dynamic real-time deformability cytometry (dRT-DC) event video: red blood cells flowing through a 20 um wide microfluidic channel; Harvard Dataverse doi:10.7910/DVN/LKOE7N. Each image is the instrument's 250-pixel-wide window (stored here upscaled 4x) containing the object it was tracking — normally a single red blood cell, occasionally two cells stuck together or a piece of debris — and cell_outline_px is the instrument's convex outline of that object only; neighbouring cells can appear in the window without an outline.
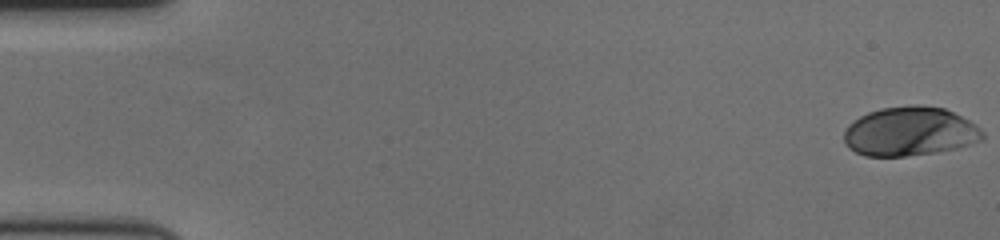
{"species": "human", "species_latin": "Homo sapiens", "temperature_condition": "cold", "stored_images_in_passage": 60, "camera_frame_rate_fps": 3000, "um_per_image_px": 0.085, "donor": {"sex": "female"}, "frame": {"image": 1, "passage_image": 1, "time_ms": 0.0, "image_size_px": [1000, 240], "cell_outline_px": [[984, 140], [956, 148], [936, 152], [904, 156], [864, 156], [848, 148], [844, 144], [844, 132], [848, 124], [852, 120], [868, 112], [880, 108], [912, 104], [920, 104], [944, 108], [976, 124], [984, 132]], "centroid_in_image_um": [77.32, 11.16], "position_along_channel_um": 7.7, "area_um2": 40.0}}
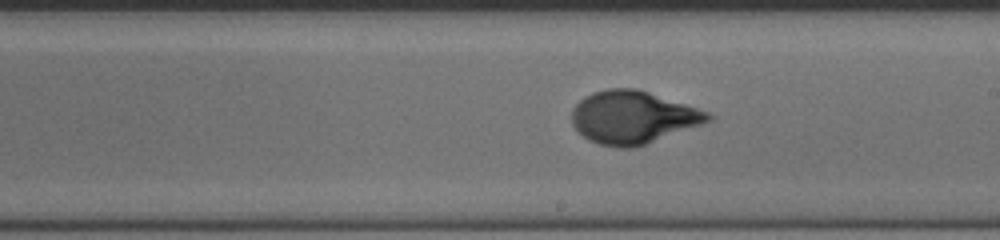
{"frame": {"image": 2, "passage_image": 35, "time_ms": 11.333, "image_size_px": [1000, 240], "cell_outline_px": [[716, 116], [712, 120], [644, 144], [632, 148], [616, 148], [600, 144], [588, 140], [572, 124], [572, 108], [584, 96], [592, 92], [608, 88], [636, 88], [708, 112]], "centroid_in_image_um": [53.76, 9.96], "position_along_channel_um": 235.2, "area_um2": 41.38}}
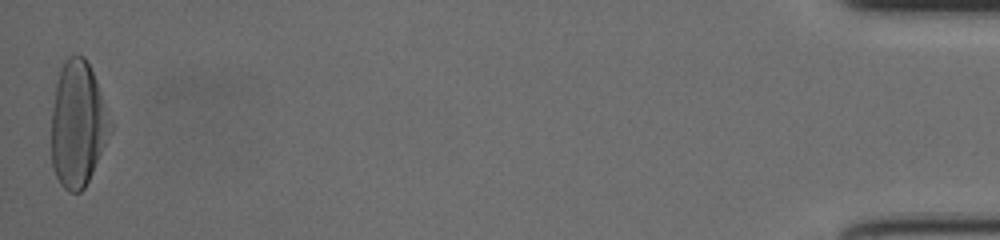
{"frame": {"image": 3, "passage_image": 60, "time_ms": 19.667, "image_size_px": [1000, 240], "cell_outline_px": [[112, 132], [84, 188], [80, 192], [68, 192], [60, 184], [56, 176], [52, 164], [52, 108], [56, 84], [60, 68], [64, 60], [68, 56], [76, 52], [84, 56], [96, 80], [104, 100], [112, 124]], "centroid_in_image_um": [6.62, 10.53], "position_along_channel_um": 428.6, "area_um2": 43.18}, "authors_computed_cell_mechanics": {"area_um2": 40.5178, "velocity_mm_per_s": 3.4604, "shape_relaxation_time_tau1_ms": 4.4308, "shape_relaxation_time_tau2_ms": null, "deformation_change_tau1": 0.2192, "deformation_change_tau2": null}}